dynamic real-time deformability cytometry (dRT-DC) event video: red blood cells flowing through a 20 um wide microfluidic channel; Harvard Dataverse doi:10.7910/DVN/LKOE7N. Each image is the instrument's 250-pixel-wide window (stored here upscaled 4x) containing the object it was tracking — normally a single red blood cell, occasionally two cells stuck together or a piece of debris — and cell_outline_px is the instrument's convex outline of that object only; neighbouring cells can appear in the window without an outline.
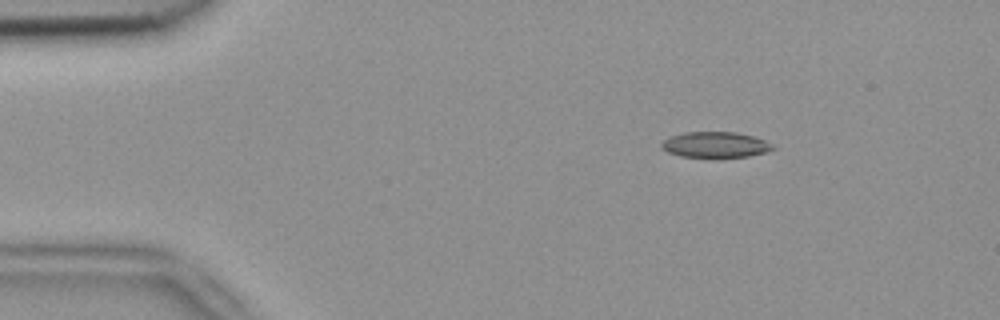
{"species": "common noctule bat (a hibernating species)", "species_latin": "Nyctalus noctula", "temperature_condition": "room temperature", "stored_images_in_passage": 4, "camera_frame_rate_fps": 3000, "um_per_image_px": 0.085, "animal": {"sex": "female", "body_mass_g": 18.4}, "frame": {"image": 1, "passage_image": 1, "time_ms": 0.0, "image_size_px": [1000, 320], "cell_outline_px": [[776, 148], [768, 152], [748, 156], [716, 160], [712, 160], [680, 156], [668, 152], [660, 148], [660, 144], [664, 140], [672, 136], [684, 132], [736, 132], [752, 136], [764, 140], [772, 144]], "centroid_in_image_um": [60.8, 12.35], "position_along_channel_um": 24.2, "area_um2": 17.46}}